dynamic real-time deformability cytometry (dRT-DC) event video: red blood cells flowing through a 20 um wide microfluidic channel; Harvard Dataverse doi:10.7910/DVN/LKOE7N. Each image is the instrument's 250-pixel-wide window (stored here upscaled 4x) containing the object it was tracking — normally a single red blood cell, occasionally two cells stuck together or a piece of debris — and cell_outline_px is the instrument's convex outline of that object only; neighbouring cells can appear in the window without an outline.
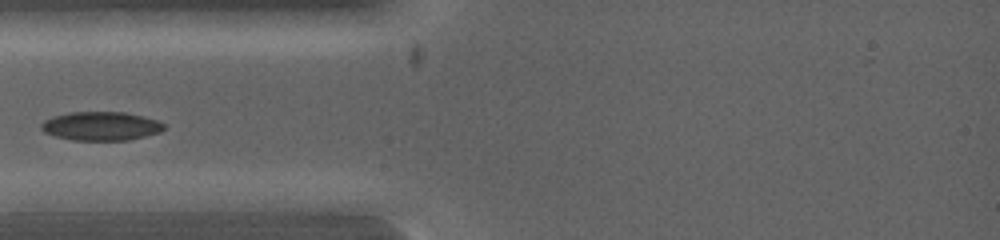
{"species": "common noctule bat (a hibernating species)", "species_latin": "Nyctalus noctula", "temperature_condition": "warm", "stored_images_in_passage": 26, "camera_frame_rate_fps": 5000, "um_per_image_px": 0.085, "animal": {"sex": "female", "body_mass_g": 19.0, "forearm_length_mm": 53.3}, "frame": {"image": 1, "passage_image": 1, "time_ms": 0.0, "image_size_px": [1000, 240], "cell_outline_px": [[164, 128], [160, 132], [128, 140], [72, 140], [56, 136], [44, 132], [40, 128], [40, 124], [44, 120], [68, 112], [124, 112], [144, 116], [156, 120], [164, 124]], "centroid_in_image_um": [8.57, 10.71], "position_along_channel_um": 76.4, "area_um2": 20.46}}
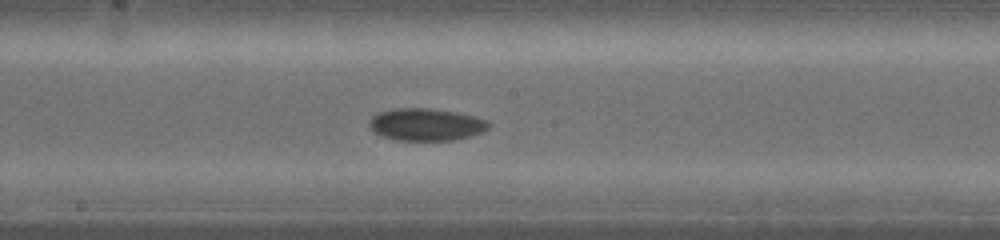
{"frame": {"image": 2, "passage_image": 8, "time_ms": 2.4, "image_size_px": [1000, 240], "cell_outline_px": [[488, 128], [480, 132], [468, 136], [452, 140], [400, 140], [384, 136], [376, 132], [368, 124], [368, 120], [372, 116], [380, 112], [396, 108], [428, 108], [456, 112], [472, 116], [484, 120], [488, 124]], "centroid_in_image_um": [36.16, 10.57], "position_along_channel_um": 212.0, "area_um2": 21.91}}
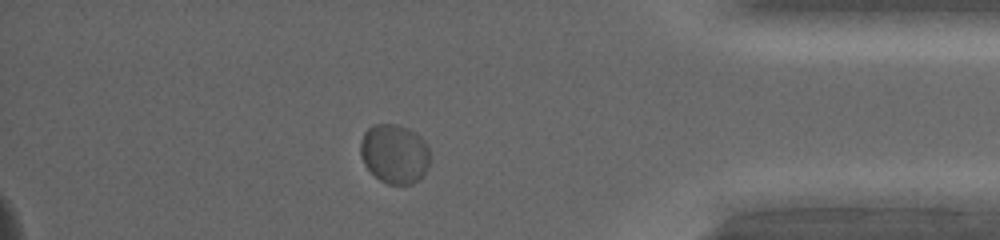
{"frame": {"image": 3, "passage_image": 19, "time_ms": 6.2, "image_size_px": [1000, 240], "cell_outline_px": [[428, 168], [424, 176], [420, 180], [412, 184], [388, 184], [380, 180], [364, 164], [360, 156], [360, 140], [364, 132], [372, 124], [396, 124], [408, 128], [416, 132], [428, 144]], "centroid_in_image_um": [33.53, 13.06], "position_along_channel_um": 401.7, "area_um2": 24.33}}